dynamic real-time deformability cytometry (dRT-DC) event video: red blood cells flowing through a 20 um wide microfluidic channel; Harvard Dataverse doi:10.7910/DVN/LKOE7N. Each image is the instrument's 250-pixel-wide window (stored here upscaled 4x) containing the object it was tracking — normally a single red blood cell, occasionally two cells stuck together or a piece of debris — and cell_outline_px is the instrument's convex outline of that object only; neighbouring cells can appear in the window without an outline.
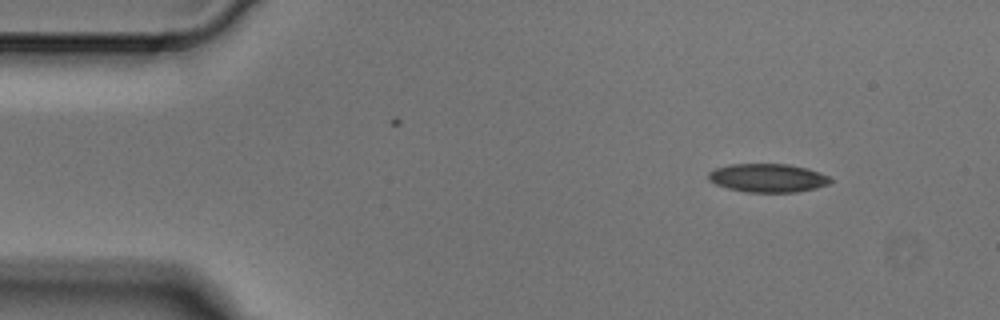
{"species": "Egyptian fruit bat (a non-hibernating species)", "species_latin": "Rousettus aegyptiacus", "temperature_condition": "cold", "stored_images_in_passage": 3, "camera_frame_rate_fps": 3000, "um_per_image_px": 0.085, "animal": {"sex": "male"}, "frame": {"image": 1, "passage_image": 1, "time_ms": 0.0, "image_size_px": [1000, 320], "cell_outline_px": [[832, 180], [828, 184], [816, 188], [796, 192], [744, 192], [728, 188], [716, 184], [708, 180], [708, 172], [716, 168], [728, 164], [788, 164], [808, 168], [820, 172], [828, 176]], "centroid_in_image_um": [65.25, 15.12], "position_along_channel_um": 19.7, "area_um2": 20.35}}